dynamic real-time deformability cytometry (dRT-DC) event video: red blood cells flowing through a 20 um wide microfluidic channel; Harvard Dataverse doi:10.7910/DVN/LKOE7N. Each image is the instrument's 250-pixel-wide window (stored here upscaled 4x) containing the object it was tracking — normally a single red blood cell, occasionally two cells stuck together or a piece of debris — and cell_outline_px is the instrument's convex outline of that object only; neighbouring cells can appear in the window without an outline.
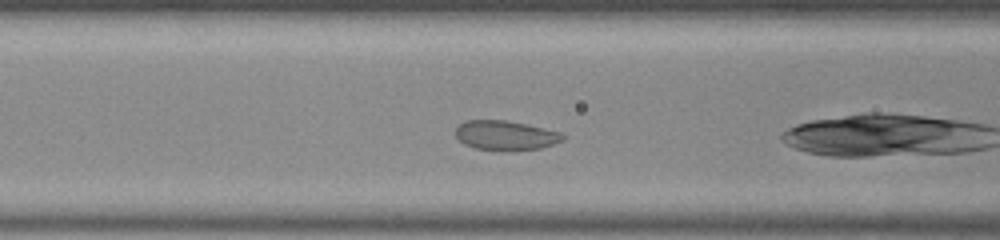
{"species": "common noctule bat (a hibernating species)", "species_latin": "Nyctalus noctula", "temperature_condition": "room temperature", "stored_images_in_passage": 42, "camera_frame_rate_fps": 3000, "um_per_image_px": 0.085, "animal": {"sex": "male", "body_mass_g": 20.0, "forearm_length_mm": 53.3}, "frame": {"image": 1, "passage_image": 10, "time_ms": 3.0, "image_size_px": [1000, 240], "cell_outline_px": [[564, 140], [540, 148], [504, 152], [476, 148], [464, 144], [456, 136], [456, 128], [464, 120], [508, 120], [544, 128], [560, 132], [564, 136]], "centroid_in_image_um": [42.96, 11.51], "position_along_channel_um": 123.6, "area_um2": 18.61}}
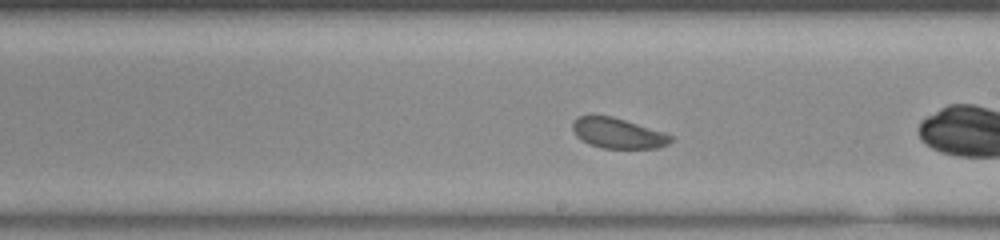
{"frame": {"image": 2, "passage_image": 19, "time_ms": 6.0, "image_size_px": [1000, 240], "cell_outline_px": [[676, 136], [668, 144], [660, 148], [600, 148], [588, 144], [576, 136], [572, 128], [572, 124], [580, 116], [612, 116], [664, 132]], "centroid_in_image_um": [52.56, 11.34], "position_along_channel_um": 236.4, "area_um2": 17.34}}
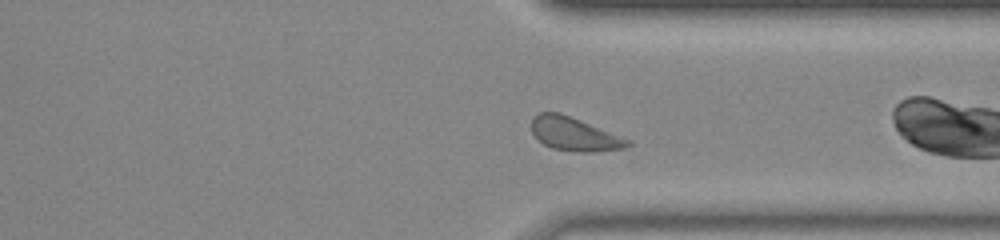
{"frame": {"image": 3, "passage_image": 29, "time_ms": 9.333, "image_size_px": [1000, 240], "cell_outline_px": [[632, 144], [624, 148], [588, 152], [576, 152], [552, 148], [544, 144], [532, 132], [532, 116], [540, 112], [560, 112], [632, 140]], "centroid_in_image_um": [48.83, 11.39], "position_along_channel_um": 362.6, "area_um2": 18.73}, "authors_computed_cell_mechanics": {"area_um2": 18.7272, "velocity_mm_per_s": 3.7701, "shape_relaxation_time_tau1_ms": 0.7374, "shape_relaxation_time_tau2_ms": null, "deformation_change_tau1": 0.0397, "deformation_change_tau2": null}}